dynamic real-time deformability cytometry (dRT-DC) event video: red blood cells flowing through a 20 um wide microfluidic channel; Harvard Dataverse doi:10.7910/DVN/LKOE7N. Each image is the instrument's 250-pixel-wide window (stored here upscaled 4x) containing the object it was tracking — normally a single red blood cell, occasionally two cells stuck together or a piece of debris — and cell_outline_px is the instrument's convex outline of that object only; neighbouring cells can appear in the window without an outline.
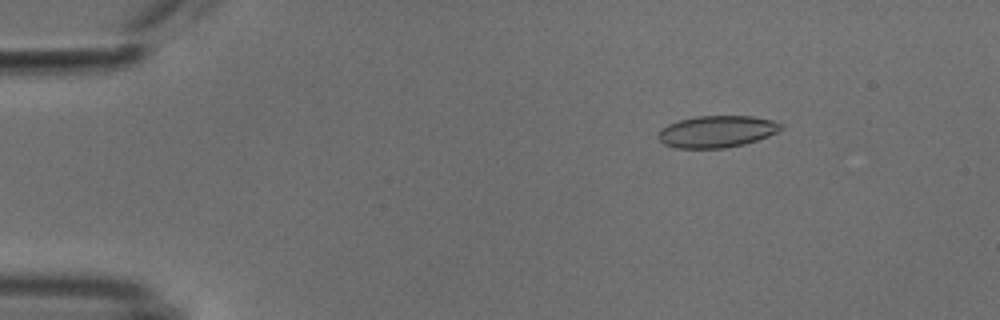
{"species": "common noctule bat (a hibernating species)", "species_latin": "Nyctalus noctula", "temperature_condition": "cold", "stored_images_in_passage": 49, "camera_frame_rate_fps": 3000, "um_per_image_px": 0.085, "animal": {"sex": "male", "body_mass_g": 18.8}, "frame": {"image": 1, "passage_image": 4, "time_ms": 1.0, "image_size_px": [1000, 320], "cell_outline_px": [[784, 128], [768, 136], [744, 144], [724, 148], [676, 148], [664, 144], [656, 136], [660, 128], [668, 124], [680, 120], [696, 116], [752, 116], [772, 120], [784, 124]], "centroid_in_image_um": [60.92, 11.18], "position_along_channel_um": 24.1, "area_um2": 22.83}}
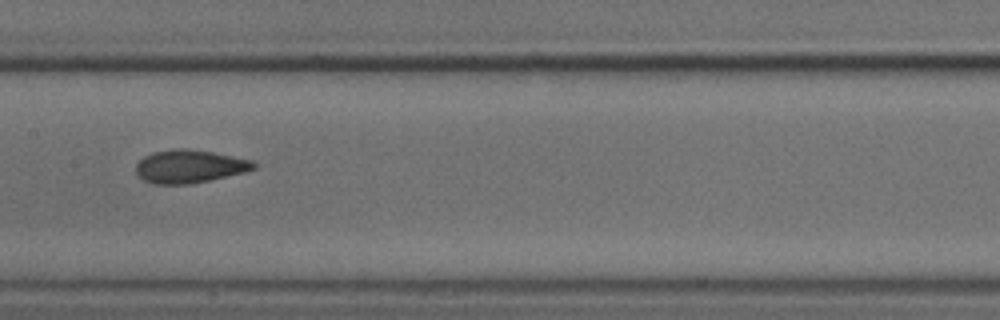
{"frame": {"image": 2, "passage_image": 23, "time_ms": 7.333, "image_size_px": [1000, 320], "cell_outline_px": [[256, 168], [244, 172], [208, 180], [188, 184], [152, 184], [144, 180], [136, 172], [136, 164], [144, 156], [152, 152], [172, 148], [188, 148], [212, 152], [252, 160], [256, 164]], "centroid_in_image_um": [16.08, 14.13], "position_along_channel_um": 191.3, "area_um2": 22.66}}
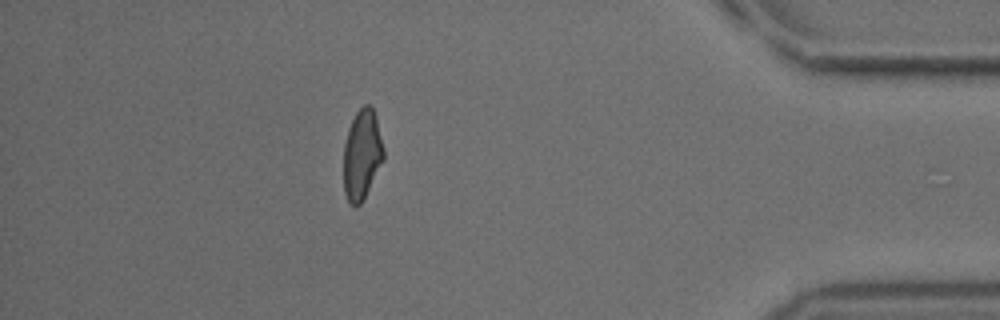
{"frame": {"image": 3, "passage_image": 43, "time_ms": 14.0, "image_size_px": [1000, 320], "cell_outline_px": [[384, 160], [364, 200], [356, 208], [348, 204], [344, 192], [344, 144], [348, 128], [356, 112], [364, 104], [368, 104], [372, 108], [376, 116], [384, 148]], "centroid_in_image_um": [30.77, 13.19], "position_along_channel_um": 404.4, "area_um2": 21.39}, "authors_computed_cell_mechanics": {"area_um2": 22.0796, "velocity_mm_per_s": 3.8247, "shape_relaxation_time_tau1_ms": 8.0389, "shape_relaxation_time_tau2_ms": 2.0078, "deformation_change_tau1": 0.1617, "deformation_change_tau2": 0.0883}}